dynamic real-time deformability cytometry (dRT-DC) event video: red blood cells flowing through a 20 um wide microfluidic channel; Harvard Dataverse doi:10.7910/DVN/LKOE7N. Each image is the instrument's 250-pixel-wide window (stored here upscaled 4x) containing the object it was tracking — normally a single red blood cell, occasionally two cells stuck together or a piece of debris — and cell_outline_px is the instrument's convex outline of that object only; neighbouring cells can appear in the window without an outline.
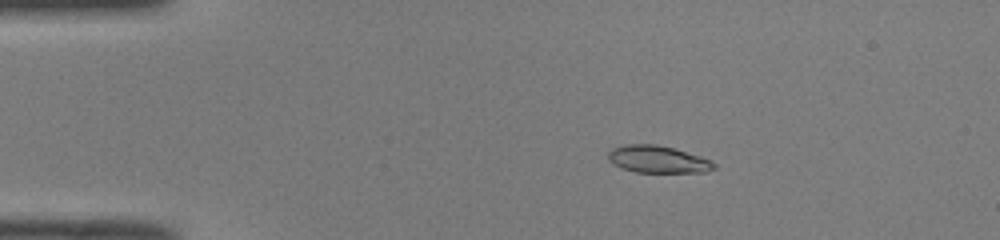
{"species": "common noctule bat (a hibernating species)", "species_latin": "Nyctalus noctula", "temperature_condition": "room temperature", "stored_images_in_passage": 42, "camera_frame_rate_fps": 3000, "um_per_image_px": 0.085, "animal": {"sex": "male", "body_mass_g": 19.0, "forearm_length_mm": 50.8}, "frame": {"image": 1, "passage_image": 1, "time_ms": 0.0, "image_size_px": [1000, 240], "cell_outline_px": [[716, 168], [704, 172], [636, 172], [620, 168], [612, 164], [608, 160], [608, 152], [612, 148], [624, 144], [656, 144], [672, 148], [700, 156], [712, 160], [716, 164]], "centroid_in_image_um": [55.88, 13.54], "position_along_channel_um": 29.1, "area_um2": 16.88}}
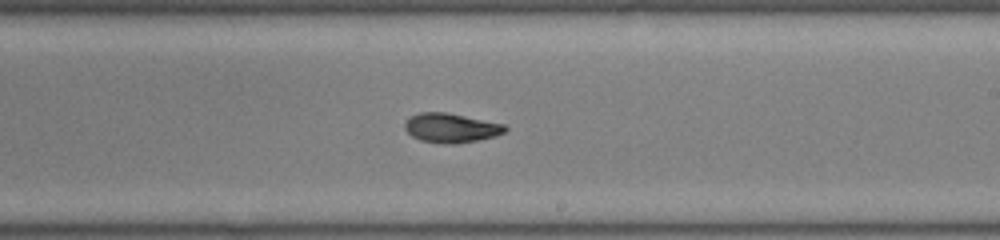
{"frame": {"image": 2, "passage_image": 22, "time_ms": 7.0, "image_size_px": [1000, 240], "cell_outline_px": [[508, 128], [504, 132], [496, 136], [456, 144], [444, 144], [420, 140], [412, 136], [404, 128], [404, 124], [412, 116], [420, 112], [444, 112], [504, 124]], "centroid_in_image_um": [38.33, 10.88], "position_along_channel_um": 250.7, "area_um2": 16.94}}
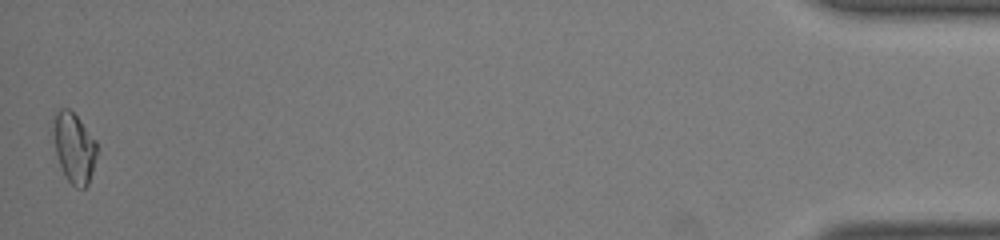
{"frame": {"image": 3, "passage_image": 42, "time_ms": 13.667, "image_size_px": [1000, 240], "cell_outline_px": [[96, 156], [92, 172], [88, 184], [84, 188], [76, 188], [68, 180], [60, 164], [48, 132], [56, 112], [60, 108], [68, 108], [80, 120], [96, 140]], "centroid_in_image_um": [6.23, 12.5], "position_along_channel_um": 429.0, "area_um2": 18.15}, "authors_computed_cell_mechanics": {"area_um2": 16.9354, "velocity_mm_per_s": 4.0333, "shape_relaxation_time_tau1_ms": null, "shape_relaxation_time_tau2_ms": 2.136, "deformation_change_tau1": null, "deformation_change_tau2": 0.0706}}